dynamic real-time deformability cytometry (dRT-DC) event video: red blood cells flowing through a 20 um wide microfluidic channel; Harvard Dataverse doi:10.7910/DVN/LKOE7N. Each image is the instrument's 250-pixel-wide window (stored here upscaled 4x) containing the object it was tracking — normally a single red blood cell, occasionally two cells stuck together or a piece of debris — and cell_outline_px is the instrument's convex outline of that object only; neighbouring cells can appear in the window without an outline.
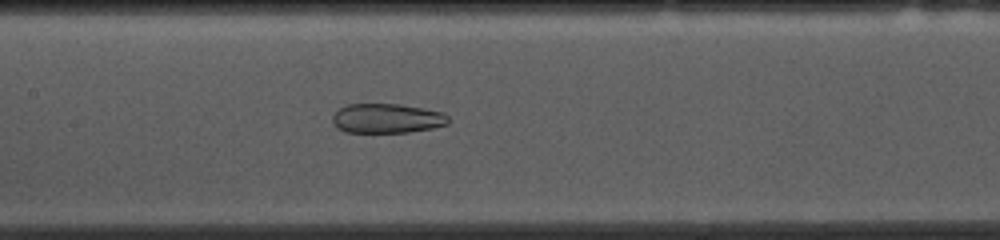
{"species": "common noctule bat (a hibernating species)", "species_latin": "Nyctalus noctula", "temperature_condition": "cold", "stored_images_in_passage": 53, "camera_frame_rate_fps": 3000, "um_per_image_px": 0.085, "animal": {"sex": "female", "body_mass_g": 10.0, "forearm_length_mm": 53.1}, "frame": {"image": 1, "passage_image": 24, "time_ms": 7.667, "image_size_px": [1000, 240], "cell_outline_px": [[448, 124], [432, 128], [408, 132], [344, 132], [336, 128], [332, 120], [332, 116], [340, 108], [348, 104], [400, 104], [424, 108], [444, 112], [448, 116]], "centroid_in_image_um": [32.89, 10.06], "position_along_channel_um": 174.5, "area_um2": 20.0}}
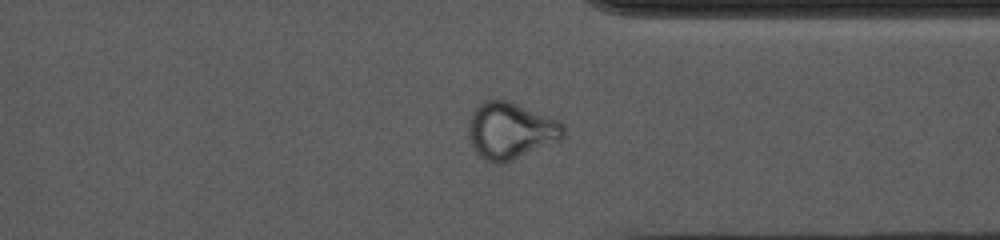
{"frame": {"image": 2, "passage_image": 40, "time_ms": 13.0, "image_size_px": [1000, 240], "cell_outline_px": [[564, 136], [560, 140], [508, 160], [488, 160], [480, 156], [476, 152], [468, 136], [468, 120], [472, 112], [484, 100], [508, 100], [556, 120], [564, 124]], "centroid_in_image_um": [43.37, 11.05], "position_along_channel_um": 368.0, "area_um2": 30.29}}
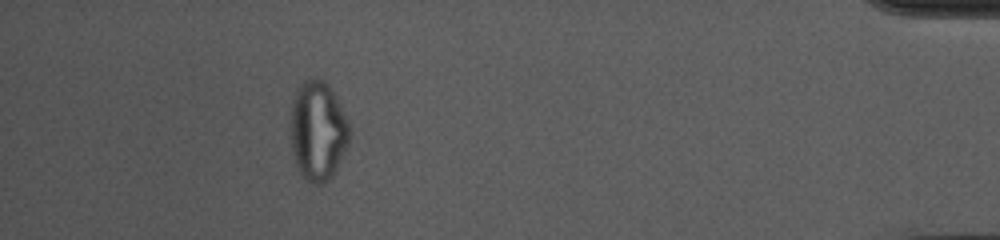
{"frame": {"image": 3, "passage_image": 48, "time_ms": 15.667, "image_size_px": [1000, 240], "cell_outline_px": [[352, 132], [348, 144], [336, 172], [328, 180], [320, 184], [316, 184], [308, 180], [300, 172], [296, 164], [292, 152], [288, 124], [292, 100], [296, 88], [304, 80], [312, 76], [316, 76], [324, 80], [328, 84], [336, 96], [352, 128]], "centroid_in_image_um": [27.01, 11.06], "position_along_channel_um": 408.2, "area_um2": 35.26}, "authors_computed_cell_mechanics": {"area_um2": 28.3798, "velocity_mm_per_s": 3.6885, "shape_relaxation_time_tau1_ms": null, "shape_relaxation_time_tau2_ms": 1.8702, "deformation_change_tau1": null, "deformation_change_tau2": 0.0839}}